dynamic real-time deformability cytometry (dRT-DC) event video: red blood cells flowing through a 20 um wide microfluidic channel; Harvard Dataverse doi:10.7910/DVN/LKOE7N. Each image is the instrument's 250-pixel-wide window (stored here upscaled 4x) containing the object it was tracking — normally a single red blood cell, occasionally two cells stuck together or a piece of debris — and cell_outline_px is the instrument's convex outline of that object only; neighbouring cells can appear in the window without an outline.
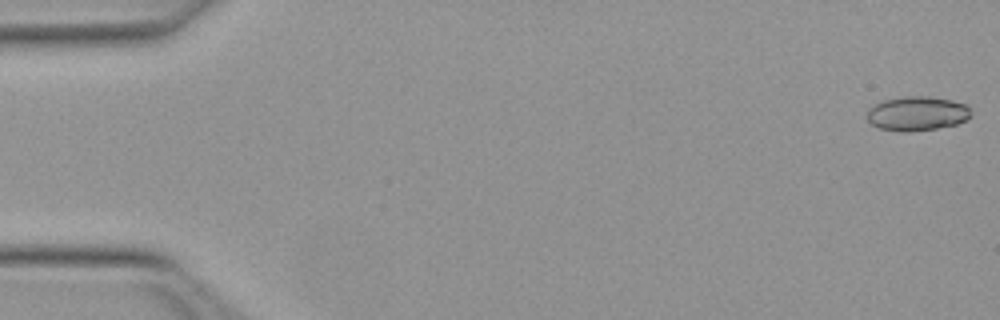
{"species": "Egyptian fruit bat (a non-hibernating species)", "species_latin": "Rousettus aegyptiacus", "temperature_condition": "warm", "stored_images_in_passage": 51, "camera_frame_rate_fps": 3000, "um_per_image_px": 0.085, "animal": {"sex": "female"}, "frame": {"image": 1, "passage_image": 1, "time_ms": 0.0, "image_size_px": [1000, 320], "cell_outline_px": [[972, 116], [956, 124], [936, 128], [912, 132], [900, 132], [876, 128], [868, 120], [868, 108], [884, 100], [908, 96], [928, 96], [952, 100], [968, 104], [972, 112]], "centroid_in_image_um": [77.97, 9.66], "position_along_channel_um": 7.0, "area_um2": 20.98}}
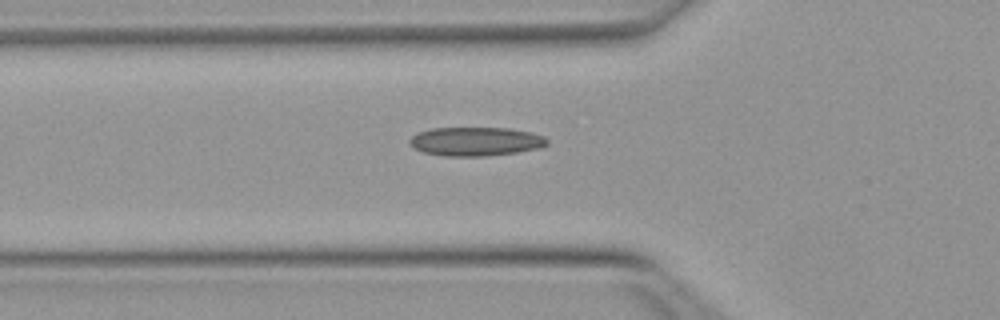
{"frame": {"image": 2, "passage_image": 18, "time_ms": 5.667, "image_size_px": [1000, 320], "cell_outline_px": [[548, 144], [544, 148], [516, 152], [484, 156], [444, 156], [424, 152], [412, 148], [408, 144], [408, 140], [416, 132], [432, 128], [508, 128], [528, 132], [544, 136], [548, 140]], "centroid_in_image_um": [40.41, 12.02], "position_along_channel_um": 85.4, "area_um2": 23.29}}
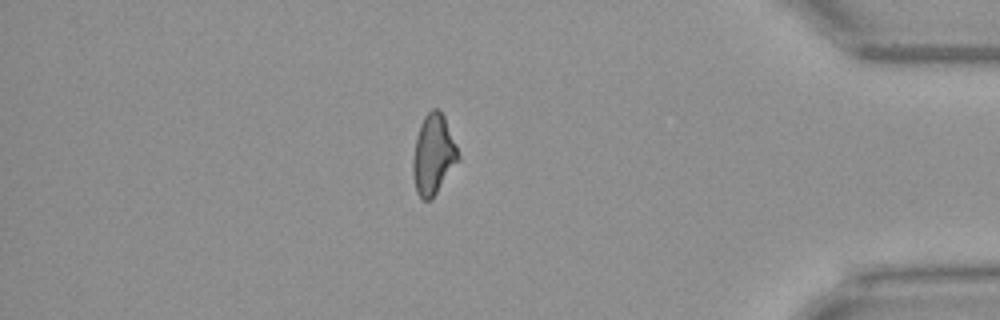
{"frame": {"image": 3, "passage_image": 44, "time_ms": 14.333, "image_size_px": [1000, 320], "cell_outline_px": [[460, 160], [432, 200], [424, 200], [416, 192], [412, 176], [412, 160], [416, 136], [420, 124], [424, 116], [432, 108], [440, 108], [444, 116], [456, 144], [460, 156]], "centroid_in_image_um": [36.83, 13.15], "position_along_channel_um": 398.4, "area_um2": 21.56}, "authors_computed_cell_mechanics": {"area_um2": 21.6172, "velocity_mm_per_s": 4.0249, "shape_relaxation_time_tau1_ms": null, "shape_relaxation_time_tau2_ms": 2.9924, "deformation_change_tau1": null, "deformation_change_tau2": 0.1325}}